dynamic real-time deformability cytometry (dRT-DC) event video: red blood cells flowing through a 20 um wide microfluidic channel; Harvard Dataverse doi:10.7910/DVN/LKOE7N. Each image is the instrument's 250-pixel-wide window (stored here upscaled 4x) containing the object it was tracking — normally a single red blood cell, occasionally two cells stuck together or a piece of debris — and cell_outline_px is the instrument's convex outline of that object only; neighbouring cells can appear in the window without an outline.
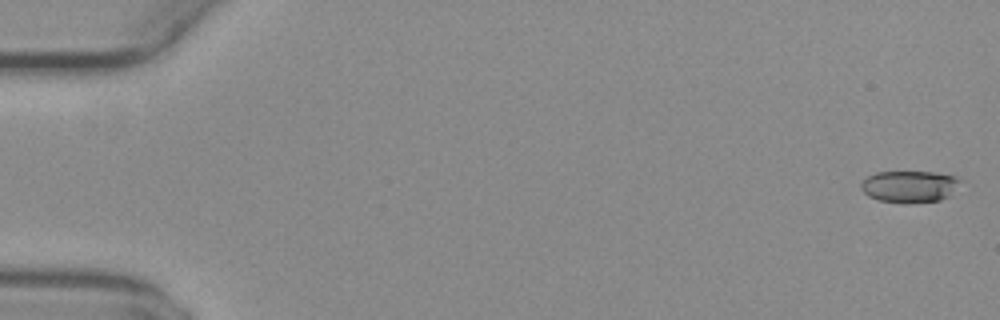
{"species": "common noctule bat (a hibernating species)", "species_latin": "Nyctalus noctula", "temperature_condition": "warm", "stored_images_in_passage": 52, "camera_frame_rate_fps": 3000, "um_per_image_px": 0.085, "animal": {"sex": "female", "body_mass_g": 29.2, "forearm_length_mm": 56.3}, "frame": {"image": 1, "passage_image": 1, "time_ms": 0.0, "image_size_px": [1000, 320], "cell_outline_px": [[964, 180], [948, 196], [940, 200], [880, 200], [868, 196], [860, 188], [860, 184], [868, 176], [876, 172], [936, 172], [960, 176]], "centroid_in_image_um": [77.36, 15.78], "position_along_channel_um": 7.6, "area_um2": 17.8}}
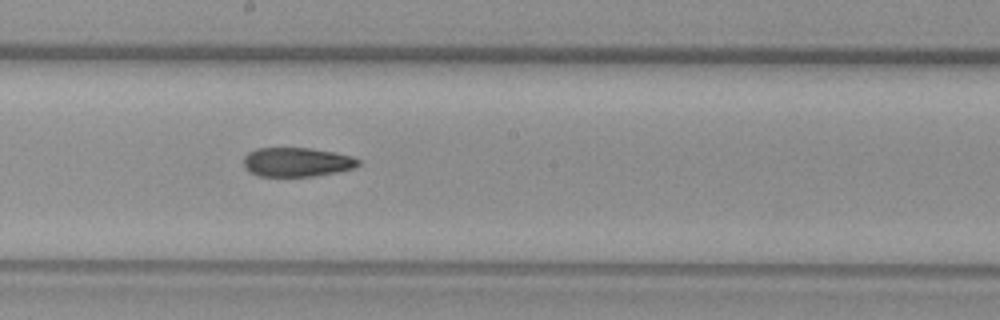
{"frame": {"image": 2, "passage_image": 29, "time_ms": 9.333, "image_size_px": [1000, 320], "cell_outline_px": [[360, 164], [352, 168], [336, 172], [312, 176], [256, 176], [248, 172], [244, 168], [244, 156], [248, 152], [256, 148], [308, 148], [336, 152], [352, 156], [360, 160]], "centroid_in_image_um": [25.19, 13.77], "position_along_channel_um": 223.0, "area_um2": 19.59}}
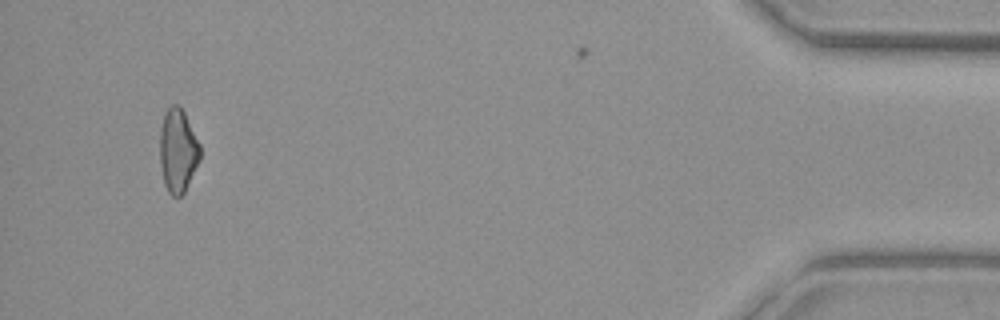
{"frame": {"image": 3, "passage_image": 49, "time_ms": 16.0, "image_size_px": [1000, 320], "cell_outline_px": [[200, 160], [184, 192], [180, 196], [172, 196], [168, 192], [164, 184], [160, 164], [160, 128], [164, 112], [172, 104], [180, 104], [200, 144]], "centroid_in_image_um": [15.11, 12.78], "position_along_channel_um": 420.1, "area_um2": 19.71}, "authors_computed_cell_mechanics": {"area_um2": 20.0277, "velocity_mm_per_s": 4.1059, "shape_relaxation_time_tau1_ms": null, "shape_relaxation_time_tau2_ms": 2.9678, "deformation_change_tau1": null, "deformation_change_tau2": 0.101}}